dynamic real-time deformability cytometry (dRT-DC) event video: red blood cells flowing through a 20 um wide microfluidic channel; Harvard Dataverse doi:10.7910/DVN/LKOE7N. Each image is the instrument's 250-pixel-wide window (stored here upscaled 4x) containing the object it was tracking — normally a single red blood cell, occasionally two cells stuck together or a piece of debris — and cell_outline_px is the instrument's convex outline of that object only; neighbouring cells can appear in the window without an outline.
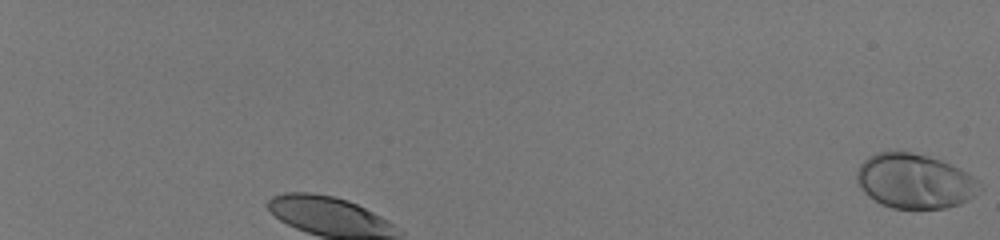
{"species": "human", "species_latin": "Homo sapiens", "temperature_condition": "room temperature", "stored_images_in_passage": 31, "camera_frame_rate_fps": 3000, "um_per_image_px": 0.085, "donor": {"sex": "male"}, "frame": {"image": 1, "passage_image": 1, "time_ms": 0.0, "image_size_px": [1000, 240], "cell_outline_px": [[976, 196], [960, 204], [944, 208], [892, 208], [880, 204], [868, 196], [860, 188], [856, 180], [856, 172], [860, 164], [868, 156], [876, 152], [912, 152], [928, 156], [940, 160], [960, 168], [968, 172], [976, 180]], "centroid_in_image_um": [77.69, 15.39], "position_along_channel_um": 7.3, "area_um2": 38.96}}
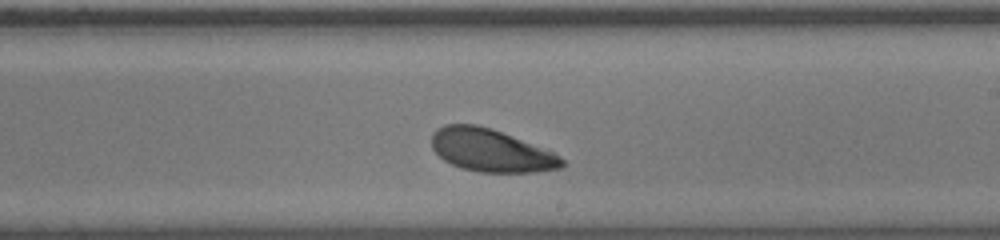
{"frame": {"image": 2, "passage_image": 19, "time_ms": 6.0, "image_size_px": [1000, 240], "cell_outline_px": [[564, 164], [560, 168], [536, 172], [480, 172], [464, 168], [452, 164], [444, 160], [432, 148], [432, 132], [436, 128], [444, 124], [476, 124], [492, 128], [552, 152], [560, 156], [564, 160]], "centroid_in_image_um": [41.7, 12.77], "position_along_channel_um": 247.3, "area_um2": 32.19}}
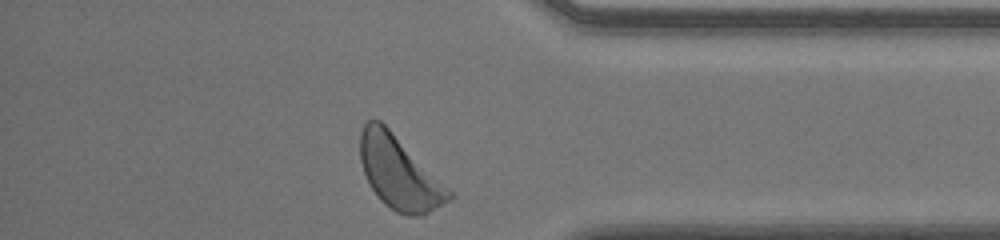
{"frame": {"image": 3, "passage_image": 31, "time_ms": 10.0, "image_size_px": [1000, 240], "cell_outline_px": [[456, 196], [424, 216], [408, 216], [396, 212], [384, 204], [380, 200], [372, 188], [364, 172], [360, 160], [360, 132], [364, 124], [368, 120], [380, 120]], "centroid_in_image_um": [33.92, 14.72], "position_along_channel_um": 401.3, "area_um2": 37.05}, "authors_computed_cell_mechanics": {"area_um2": 32.8304, "velocity_mm_per_s": 4.0023, "shape_relaxation_time_tau1_ms": 1.7183, "shape_relaxation_time_tau2_ms": null, "deformation_change_tau1": 0.1171, "deformation_change_tau2": null}}